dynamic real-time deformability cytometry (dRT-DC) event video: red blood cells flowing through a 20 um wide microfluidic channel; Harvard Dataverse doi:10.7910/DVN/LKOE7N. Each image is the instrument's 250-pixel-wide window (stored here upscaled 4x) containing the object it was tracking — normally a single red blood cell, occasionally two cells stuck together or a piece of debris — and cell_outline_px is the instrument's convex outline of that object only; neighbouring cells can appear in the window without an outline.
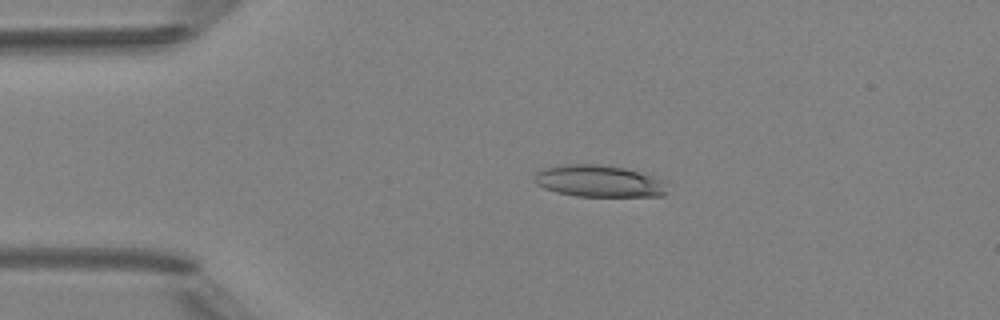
{"species": "Egyptian fruit bat (a non-hibernating species)", "species_latin": "Rousettus aegyptiacus", "temperature_condition": "room temperature", "stored_images_in_passage": 3, "camera_frame_rate_fps": 3000, "um_per_image_px": 0.085, "animal": {"sex": "female"}, "frame": {"image": 1, "passage_image": 2, "time_ms": 1.0, "image_size_px": [1000, 320], "cell_outline_px": [[668, 180], [664, 196], [576, 196], [556, 192], [544, 188], [536, 184], [532, 180], [536, 172], [544, 168], [568, 164], [596, 164], [624, 168]], "centroid_in_image_um": [50.92, 15.4], "position_along_channel_um": 34.1, "area_um2": 24.8}}